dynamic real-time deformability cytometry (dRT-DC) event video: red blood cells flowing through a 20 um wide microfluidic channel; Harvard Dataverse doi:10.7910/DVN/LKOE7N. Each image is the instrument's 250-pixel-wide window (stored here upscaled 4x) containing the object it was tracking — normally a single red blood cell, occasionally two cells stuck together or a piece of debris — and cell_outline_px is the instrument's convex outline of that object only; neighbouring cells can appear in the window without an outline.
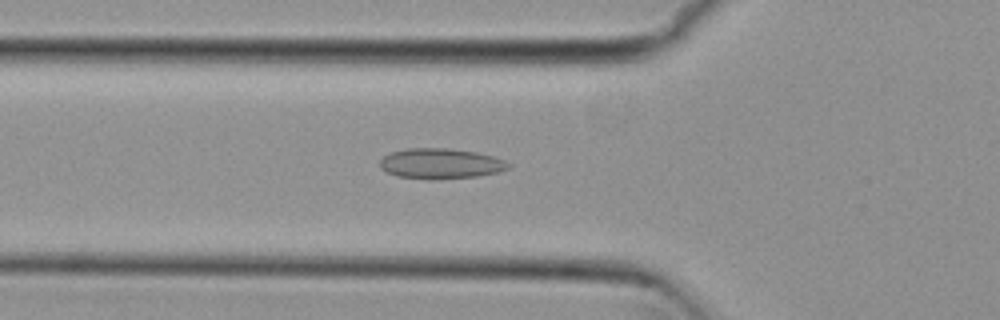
{"species": "common noctule bat (a hibernating species)", "species_latin": "Nyctalus noctula", "temperature_condition": "cold", "stored_images_in_passage": 46, "camera_frame_rate_fps": 3000, "um_per_image_px": 0.085, "animal": {"sex": "female", "body_mass_g": 29.2, "forearm_length_mm": 56.3}, "frame": {"image": 1, "passage_image": 11, "time_ms": 3.333, "image_size_px": [1000, 320], "cell_outline_px": [[512, 164], [508, 168], [500, 172], [476, 176], [428, 180], [396, 176], [380, 168], [380, 160], [384, 156], [392, 152], [408, 148], [448, 148], [476, 152], [492, 156], [504, 160]], "centroid_in_image_um": [37.45, 13.91], "position_along_channel_um": 88.3, "area_um2": 22.77}}
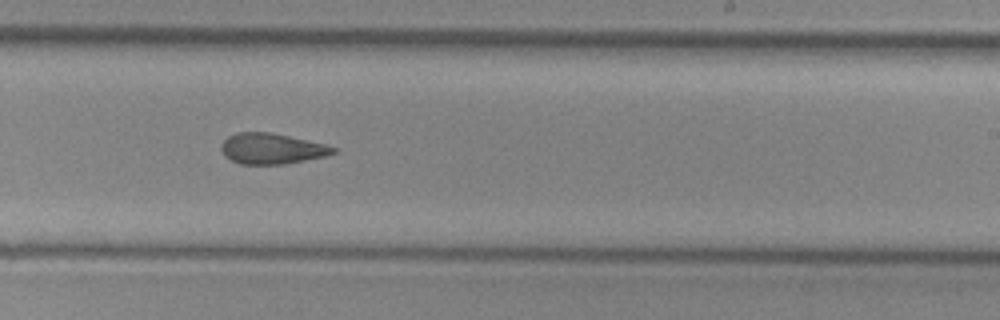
{"frame": {"image": 2, "passage_image": 25, "time_ms": 8.0, "image_size_px": [1000, 320], "cell_outline_px": [[340, 152], [324, 156], [284, 164], [240, 164], [224, 156], [220, 148], [220, 144], [228, 136], [236, 132], [272, 132], [324, 144], [340, 148]], "centroid_in_image_um": [23.1, 12.63], "position_along_channel_um": 265.9, "area_um2": 20.17}}
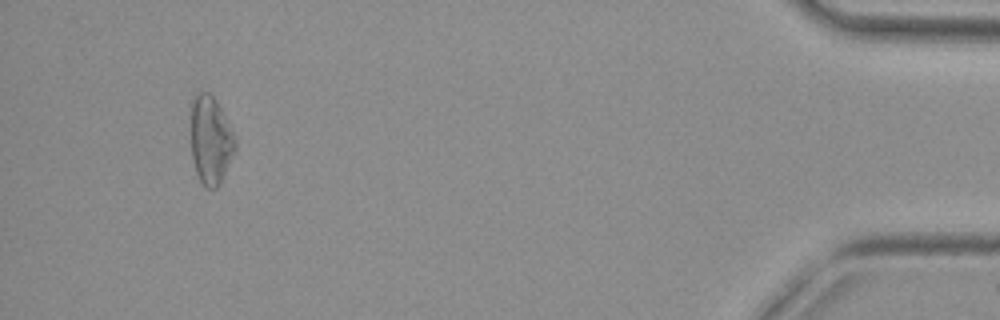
{"frame": {"image": 3, "passage_image": 43, "time_ms": 14.0, "image_size_px": [1000, 320], "cell_outline_px": [[236, 148], [216, 188], [204, 188], [196, 172], [192, 160], [188, 104], [196, 92], [208, 92], [216, 100], [236, 140]], "centroid_in_image_um": [17.82, 11.83], "position_along_channel_um": 417.4, "area_um2": 23.06}, "authors_computed_cell_mechanics": {"area_um2": 21.0103, "velocity_mm_per_s": 3.7917, "shape_relaxation_time_tau1_ms": null, "shape_relaxation_time_tau2_ms": 4.6609, "deformation_change_tau1": null, "deformation_change_tau2": 0.0911}}